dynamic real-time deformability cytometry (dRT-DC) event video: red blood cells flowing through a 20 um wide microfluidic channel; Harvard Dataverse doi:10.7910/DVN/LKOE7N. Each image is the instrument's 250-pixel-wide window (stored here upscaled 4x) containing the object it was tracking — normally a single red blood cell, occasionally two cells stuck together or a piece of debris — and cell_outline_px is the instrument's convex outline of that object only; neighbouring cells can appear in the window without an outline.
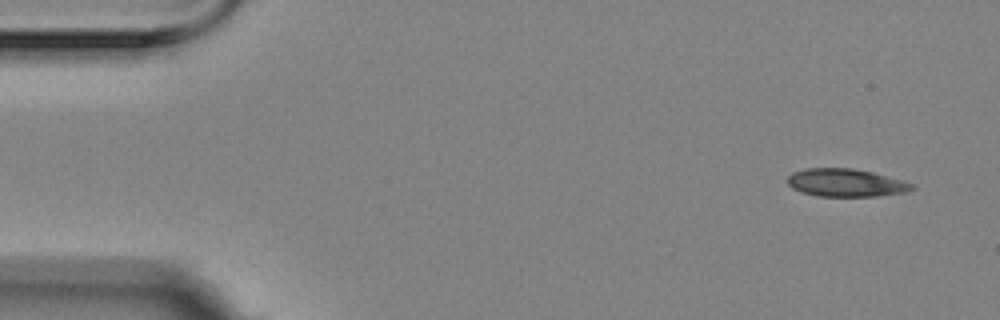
{"species": "Egyptian fruit bat (a non-hibernating species)", "species_latin": "Rousettus aegyptiacus", "temperature_condition": "room temperature", "stored_images_in_passage": 6, "segment_of_instrument_passage": [1, 2], "camera_frame_rate_fps": 3000, "um_per_image_px": 0.085, "animal": {"sex": "female"}, "frame": {"image": 1, "passage_image": 1, "time_ms": 0.0, "image_size_px": [1000, 320], "cell_outline_px": [[916, 188], [908, 192], [880, 196], [820, 196], [800, 192], [792, 188], [788, 184], [788, 176], [792, 172], [804, 168], [852, 168], [872, 172], [916, 184]], "centroid_in_image_um": [71.92, 15.53], "position_along_channel_um": 13.1, "area_um2": 20.4}}
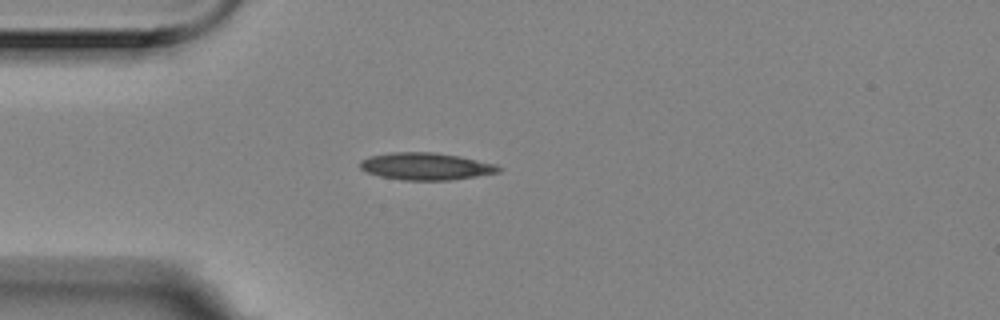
{"frame": {"image": 2, "passage_image": 4, "time_ms": 1.0, "image_size_px": [1000, 320], "cell_outline_px": [[504, 168], [500, 172], [476, 176], [448, 180], [400, 180], [380, 176], [368, 172], [360, 168], [360, 160], [368, 156], [392, 152], [432, 152], [460, 156], [496, 164]], "centroid_in_image_um": [36.21, 14.13], "position_along_channel_um": 48.8, "area_um2": 22.02}}